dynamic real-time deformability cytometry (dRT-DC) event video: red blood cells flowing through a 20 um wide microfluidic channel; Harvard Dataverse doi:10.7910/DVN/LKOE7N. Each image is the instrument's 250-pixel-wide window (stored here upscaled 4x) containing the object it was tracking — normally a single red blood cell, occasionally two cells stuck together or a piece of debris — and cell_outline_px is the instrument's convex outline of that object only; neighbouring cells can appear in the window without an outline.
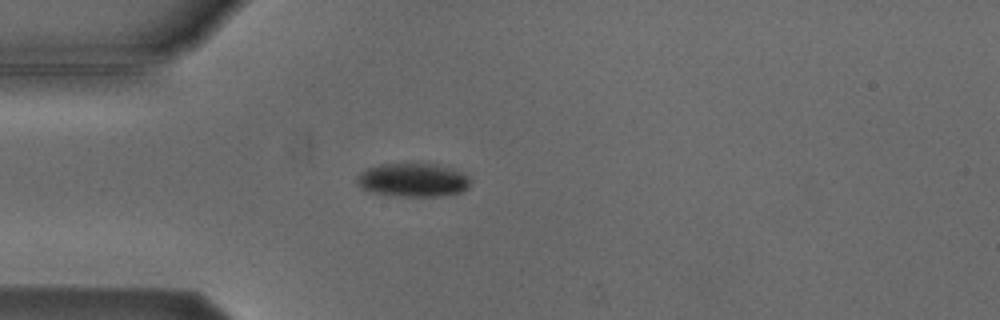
{"species": "Egyptian fruit bat (a non-hibernating species)", "species_latin": "Rousettus aegyptiacus", "temperature_condition": "cold", "stored_images_in_passage": 3, "camera_frame_rate_fps": 3000, "um_per_image_px": 0.085, "animal": {"sex": "male"}, "frame": {"image": 1, "passage_image": 3, "time_ms": 2.333, "image_size_px": [1000, 320], "cell_outline_px": [[468, 188], [460, 192], [440, 196], [400, 196], [372, 192], [360, 188], [356, 184], [356, 180], [360, 172], [368, 168], [380, 164], [436, 164], [452, 168], [468, 176]], "centroid_in_image_um": [35.06, 15.3], "position_along_channel_um": 49.9, "area_um2": 22.02}}